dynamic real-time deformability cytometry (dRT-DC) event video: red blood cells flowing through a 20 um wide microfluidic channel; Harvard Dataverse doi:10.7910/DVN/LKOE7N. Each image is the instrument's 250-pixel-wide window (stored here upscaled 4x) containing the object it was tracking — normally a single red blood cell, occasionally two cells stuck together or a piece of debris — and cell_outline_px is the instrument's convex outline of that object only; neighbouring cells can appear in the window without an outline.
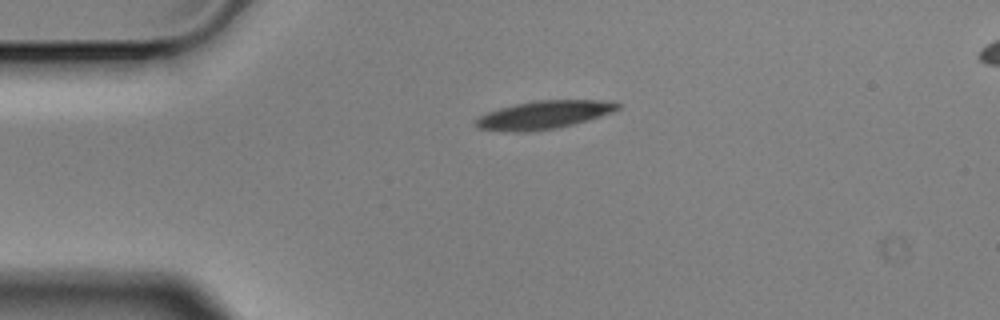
{"species": "Egyptian fruit bat (a non-hibernating species)", "species_latin": "Rousettus aegyptiacus", "temperature_condition": "cold", "stored_images_in_passage": 3, "camera_frame_rate_fps": 3000, "um_per_image_px": 0.085, "animal": {"sex": "male"}, "frame": {"image": 1, "passage_image": 1, "time_ms": 0.0, "image_size_px": [1000, 320], "cell_outline_px": [[620, 108], [612, 112], [600, 116], [572, 124], [556, 128], [524, 132], [504, 132], [480, 128], [472, 124], [472, 120], [488, 112], [500, 108], [516, 104], [536, 100], [616, 100], [620, 104]], "centroid_in_image_um": [46.21, 9.76], "position_along_channel_um": 38.8, "area_um2": 23.35}}
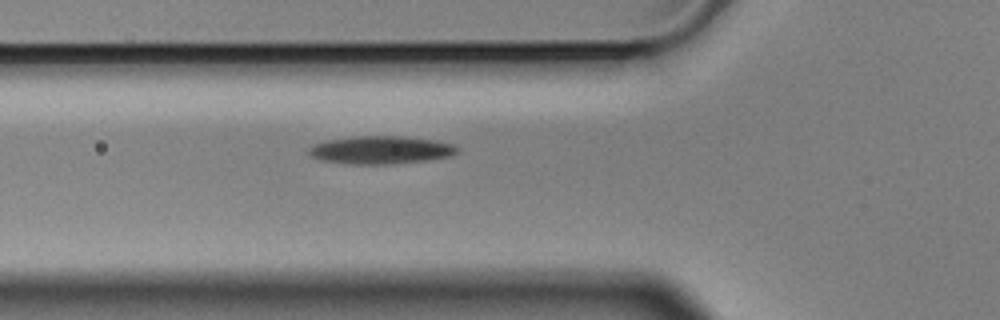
{"frame": {"image": 2, "passage_image": 3, "time_ms": 0.667, "image_size_px": [1000, 320], "cell_outline_px": [[460, 152], [452, 156], [424, 160], [392, 164], [348, 164], [320, 160], [312, 156], [308, 152], [308, 148], [324, 140], [352, 136], [404, 136], [436, 140], [452, 144], [460, 148]], "centroid_in_image_um": [32.38, 12.74], "position_along_channel_um": 93.4, "area_um2": 24.39}}